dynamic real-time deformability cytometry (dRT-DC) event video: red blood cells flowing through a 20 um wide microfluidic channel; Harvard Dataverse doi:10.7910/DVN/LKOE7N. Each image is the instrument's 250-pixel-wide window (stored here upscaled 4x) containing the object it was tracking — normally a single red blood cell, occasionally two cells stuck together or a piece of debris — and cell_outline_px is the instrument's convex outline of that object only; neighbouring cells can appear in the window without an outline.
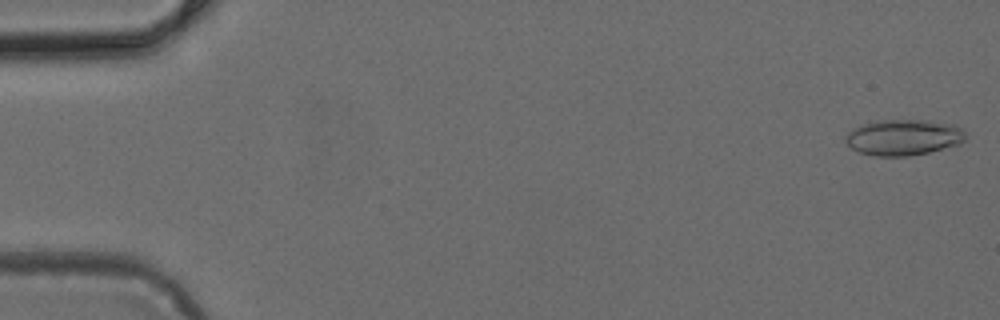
{"species": "common noctule bat (a hibernating species)", "species_latin": "Nyctalus noctula", "temperature_condition": "cold", "stored_images_in_passage": 48, "camera_frame_rate_fps": 3000, "um_per_image_px": 0.085, "animal": {"sex": "female", "body_mass_g": 24.6, "forearm_length_mm": 56.2}, "frame": {"image": 1, "passage_image": 1, "time_ms": 0.0, "image_size_px": [1000, 320], "cell_outline_px": [[968, 136], [960, 144], [928, 152], [908, 156], [876, 156], [860, 152], [852, 148], [844, 140], [844, 136], [848, 132], [860, 124], [876, 120], [924, 120], [952, 124], [964, 128]], "centroid_in_image_um": [76.81, 11.66], "position_along_channel_um": 8.2, "area_um2": 25.32}}
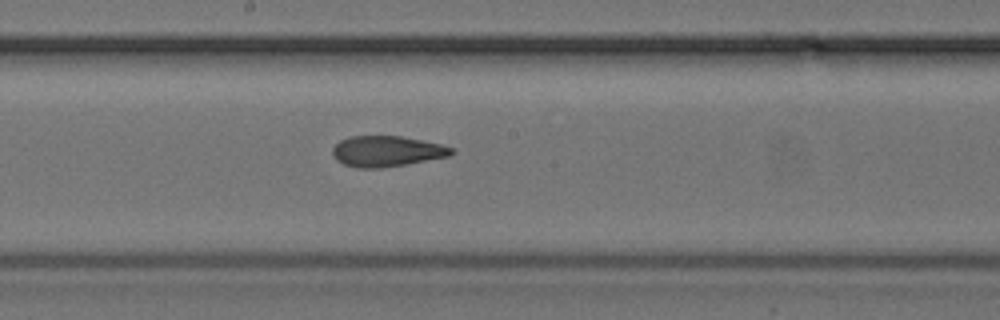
{"frame": {"image": 2, "passage_image": 26, "time_ms": 8.333, "image_size_px": [1000, 320], "cell_outline_px": [[456, 152], [448, 156], [404, 164], [380, 168], [356, 168], [344, 164], [336, 160], [332, 156], [332, 148], [340, 140], [348, 136], [400, 136], [440, 144], [452, 148]], "centroid_in_image_um": [32.81, 12.85], "position_along_channel_um": 215.4, "area_um2": 21.15}}
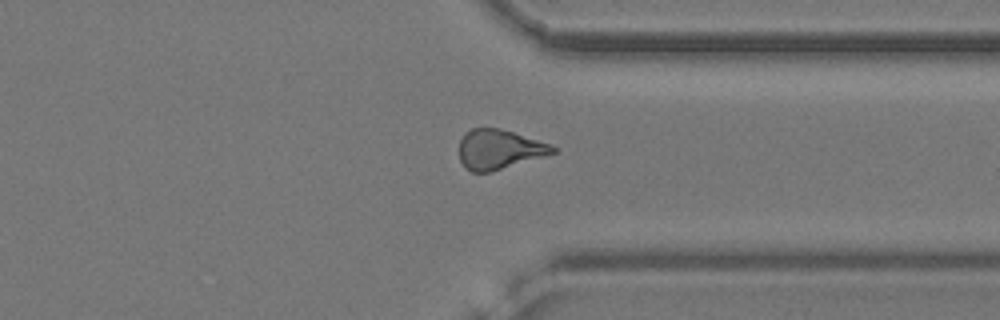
{"frame": {"image": 3, "passage_image": 37, "time_ms": 12.0, "image_size_px": [1000, 320], "cell_outline_px": [[556, 152], [544, 156], [488, 172], [472, 172], [464, 168], [460, 160], [460, 140], [464, 132], [472, 128], [500, 128], [552, 144], [556, 148]], "centroid_in_image_um": [42.41, 12.68], "position_along_channel_um": 369.0, "area_um2": 21.5}}